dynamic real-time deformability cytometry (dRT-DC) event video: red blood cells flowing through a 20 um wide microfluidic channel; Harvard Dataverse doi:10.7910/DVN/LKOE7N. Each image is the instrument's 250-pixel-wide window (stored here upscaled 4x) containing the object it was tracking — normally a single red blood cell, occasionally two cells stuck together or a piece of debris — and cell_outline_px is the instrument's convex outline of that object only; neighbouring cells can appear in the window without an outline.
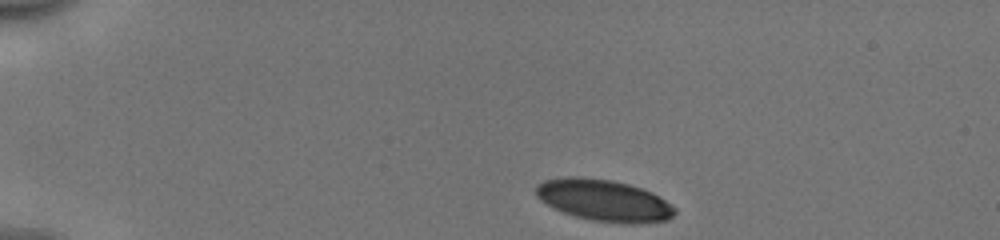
{"species": "human", "species_latin": "Homo sapiens", "temperature_condition": "cold", "stored_images_in_passage": 38, "camera_frame_rate_fps": 3000, "um_per_image_px": 0.085, "donor": {"sex": "male"}, "frame": {"image": 1, "passage_image": 1, "time_ms": 0.0, "image_size_px": [1000, 240], "cell_outline_px": [[676, 212], [668, 220], [636, 224], [628, 224], [592, 220], [576, 216], [564, 212], [540, 200], [536, 196], [536, 184], [544, 180], [568, 176], [576, 176], [612, 180], [628, 184], [652, 192], [676, 208]], "centroid_in_image_um": [51.34, 17.03], "position_along_channel_um": 33.7, "area_um2": 33.52}}
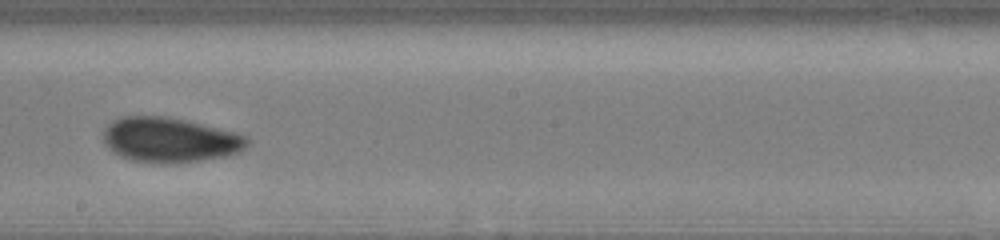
{"frame": {"image": 2, "passage_image": 22, "time_ms": 7.0, "image_size_px": [1000, 240], "cell_outline_px": [[248, 144], [240, 152], [224, 156], [176, 164], [132, 160], [120, 156], [104, 144], [104, 128], [112, 120], [124, 116], [168, 116], [236, 132], [248, 136]], "centroid_in_image_um": [14.44, 11.88], "position_along_channel_um": 233.8, "area_um2": 37.57}}
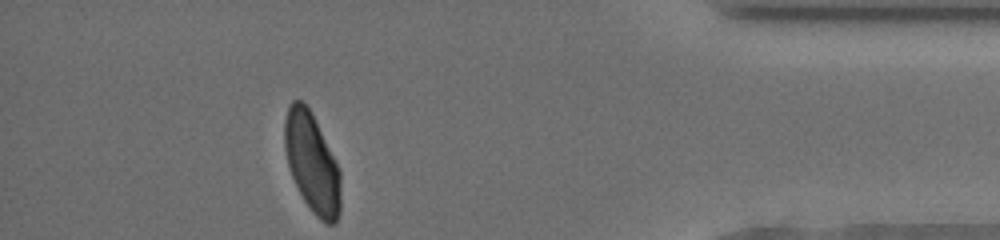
{"frame": {"image": 3, "passage_image": 38, "time_ms": 12.333, "image_size_px": [1000, 240], "cell_outline_px": [[340, 212], [336, 220], [332, 224], [328, 224], [320, 220], [312, 212], [304, 200], [292, 176], [288, 164], [284, 148], [284, 120], [288, 104], [292, 100], [300, 100], [308, 108], [340, 172]], "centroid_in_image_um": [26.49, 13.87], "position_along_channel_um": 408.7, "area_um2": 31.73}, "authors_computed_cell_mechanics": {"area_um2": 35.5181, "velocity_mm_per_s": 3.9535, "shape_relaxation_time_tau1_ms": 4.371, "shape_relaxation_time_tau2_ms": 1.3716, "deformation_change_tau1": 0.1219, "deformation_change_tau2": 0.058}}